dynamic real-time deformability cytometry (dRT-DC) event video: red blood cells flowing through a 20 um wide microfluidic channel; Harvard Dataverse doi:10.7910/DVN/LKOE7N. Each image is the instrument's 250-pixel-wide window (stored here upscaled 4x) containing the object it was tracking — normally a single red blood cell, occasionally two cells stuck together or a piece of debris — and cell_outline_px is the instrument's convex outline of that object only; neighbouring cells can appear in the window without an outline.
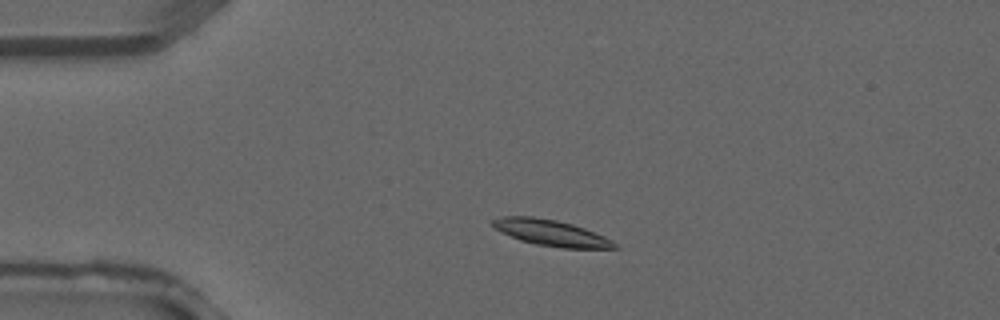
{"species": "common noctule bat (a hibernating species)", "species_latin": "Nyctalus noctula", "temperature_condition": "warm", "stored_images_in_passage": 2, "camera_frame_rate_fps": 3000, "um_per_image_px": 0.085, "animal": {"sex": "male", "forearm_length_mm": 52.5}, "frame": {"image": 1, "passage_image": 1, "time_ms": 0.0, "image_size_px": [1000, 320], "cell_outline_px": [[620, 248], [564, 248], [536, 244], [520, 240], [500, 232], [492, 228], [492, 220], [500, 216], [532, 216], [556, 220], [572, 224], [584, 228], [604, 236], [612, 240]], "centroid_in_image_um": [46.8, 19.78], "position_along_channel_um": 38.2, "area_um2": 18.5}}
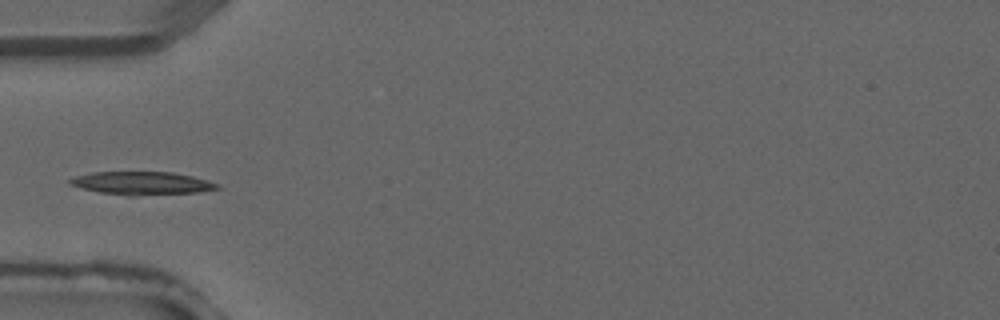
{"frame": {"image": 2, "passage_image": 2, "time_ms": 0.333, "image_size_px": [1000, 320], "cell_outline_px": [[220, 188], [196, 192], [136, 196], [128, 196], [100, 192], [68, 184], [68, 180], [76, 176], [92, 172], [172, 172], [192, 176], [208, 180], [220, 184]], "centroid_in_image_um": [12.07, 15.57], "position_along_channel_um": 72.9, "area_um2": 19.77}}